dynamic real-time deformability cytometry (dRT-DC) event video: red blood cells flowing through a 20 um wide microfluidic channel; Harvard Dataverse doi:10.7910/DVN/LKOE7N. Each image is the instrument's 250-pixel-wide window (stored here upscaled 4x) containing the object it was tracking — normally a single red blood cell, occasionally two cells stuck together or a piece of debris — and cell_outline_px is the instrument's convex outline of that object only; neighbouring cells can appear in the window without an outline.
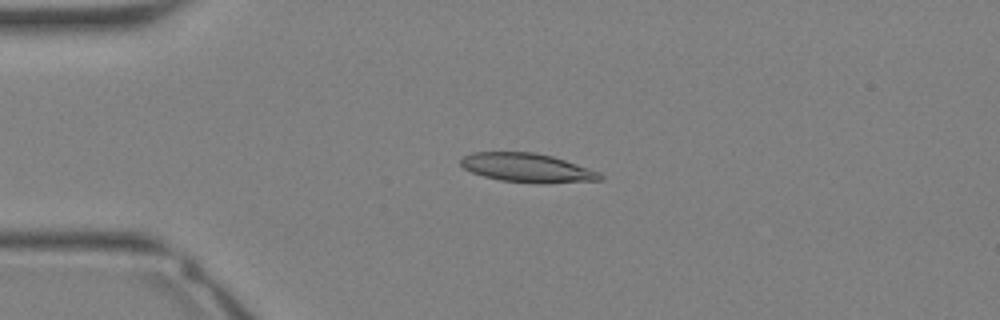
{"species": "Egyptian fruit bat (a non-hibernating species)", "species_latin": "Rousettus aegyptiacus", "temperature_condition": "warm", "stored_images_in_passage": 32, "camera_frame_rate_fps": 3000, "um_per_image_px": 0.085, "animal": {"sex": "female"}, "frame": {"image": 1, "passage_image": 6, "time_ms": 1.667, "image_size_px": [1000, 320], "cell_outline_px": [[604, 180], [500, 180], [484, 176], [472, 172], [464, 168], [460, 164], [460, 160], [464, 156], [472, 152], [532, 152], [552, 156], [600, 172], [604, 176]], "centroid_in_image_um": [44.72, 14.19], "position_along_channel_um": 40.3, "area_um2": 22.02}}
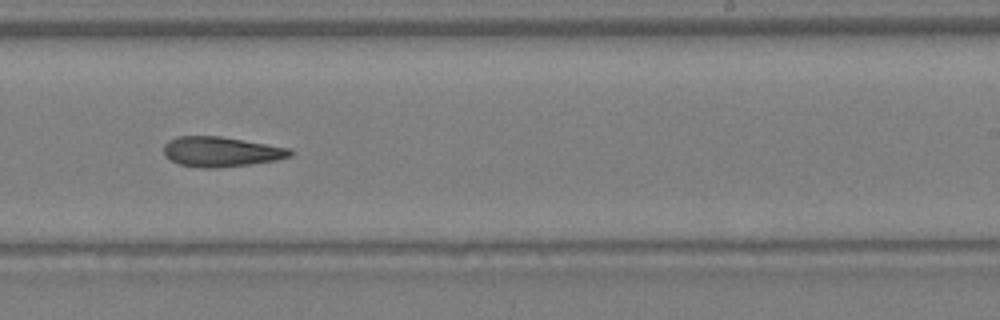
{"frame": {"image": 2, "passage_image": 19, "time_ms": 6.0, "image_size_px": [1000, 320], "cell_outline_px": [[292, 156], [276, 160], [252, 164], [220, 168], [200, 168], [180, 164], [164, 156], [164, 144], [168, 140], [180, 136], [220, 136], [288, 148], [292, 152]], "centroid_in_image_um": [18.76, 12.9], "position_along_channel_um": 270.2, "area_um2": 22.02}}
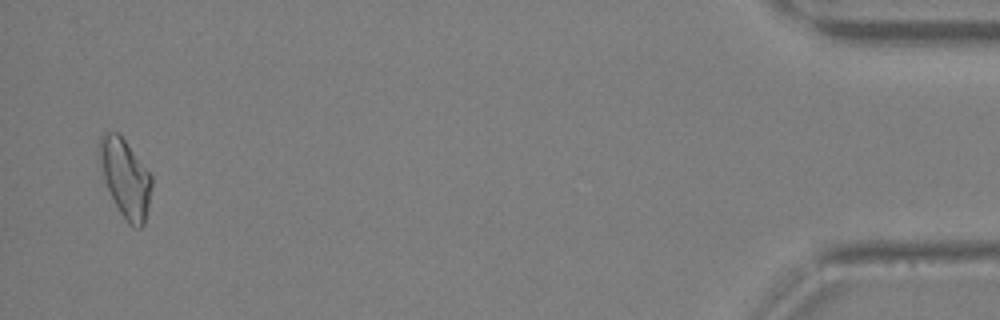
{"frame": {"image": 3, "passage_image": 31, "time_ms": 10.0, "image_size_px": [1000, 320], "cell_outline_px": [[152, 184], [144, 224], [140, 228], [136, 228], [128, 224], [120, 212], [104, 180], [100, 160], [100, 136], [104, 132], [120, 132], [152, 176]], "centroid_in_image_um": [10.67, 15.11], "position_along_channel_um": 424.5, "area_um2": 23.41}}